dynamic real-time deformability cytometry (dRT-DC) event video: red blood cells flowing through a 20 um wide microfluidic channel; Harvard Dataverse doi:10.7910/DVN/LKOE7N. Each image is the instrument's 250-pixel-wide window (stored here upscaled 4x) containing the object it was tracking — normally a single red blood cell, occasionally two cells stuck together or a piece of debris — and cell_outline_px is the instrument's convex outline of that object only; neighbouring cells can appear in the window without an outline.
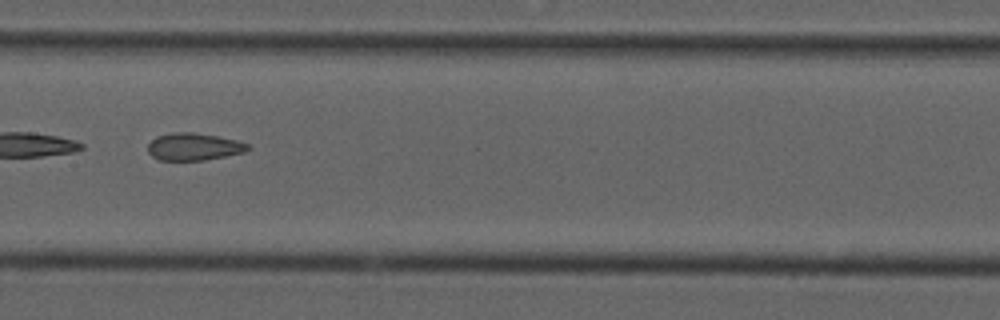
{"species": "common noctule bat (a hibernating species)", "species_latin": "Nyctalus noctula", "temperature_condition": "cold", "stored_images_in_passage": 31, "camera_frame_rate_fps": 3000, "um_per_image_px": 0.085, "animal": {"sex": "male", "forearm_length_mm": 52.5}, "frame": {"image": 1, "passage_image": 18, "time_ms": 5.667, "image_size_px": [1000, 320], "cell_outline_px": [[252, 148], [244, 152], [204, 160], [160, 160], [152, 156], [148, 152], [148, 144], [156, 136], [176, 132], [192, 132], [216, 136], [236, 140], [248, 144]], "centroid_in_image_um": [16.46, 12.47], "position_along_channel_um": 190.9, "area_um2": 15.78}}
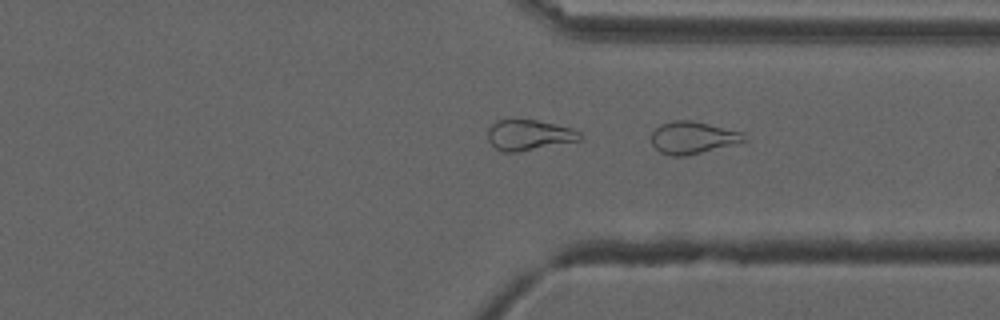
{"frame": {"image": 2, "passage_image": 31, "time_ms": 10.0, "image_size_px": [1000, 320], "cell_outline_px": [[748, 140], [684, 156], [672, 156], [660, 152], [652, 144], [652, 132], [660, 124], [672, 120], [692, 120], [744, 132], [748, 136]], "centroid_in_image_um": [58.89, 11.68], "position_along_channel_um": 352.5, "area_um2": 17.34}}